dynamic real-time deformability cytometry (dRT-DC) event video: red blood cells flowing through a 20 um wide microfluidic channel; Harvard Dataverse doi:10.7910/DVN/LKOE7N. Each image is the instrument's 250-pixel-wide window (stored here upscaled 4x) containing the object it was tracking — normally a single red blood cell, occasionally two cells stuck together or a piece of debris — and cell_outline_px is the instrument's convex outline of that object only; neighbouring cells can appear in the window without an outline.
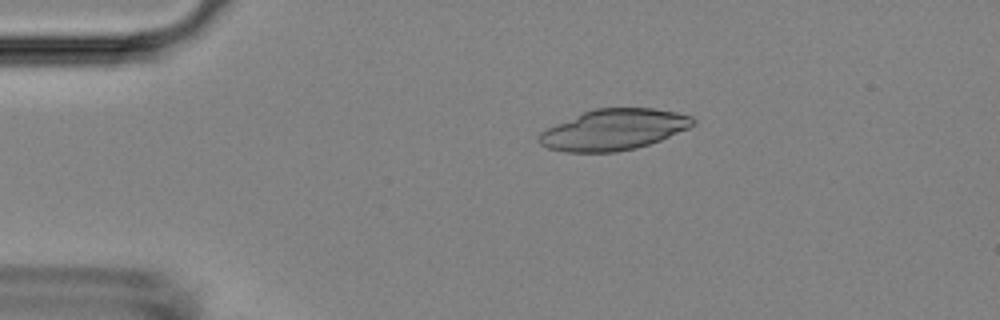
{"species": "Egyptian fruit bat (a non-hibernating species)", "species_latin": "Rousettus aegyptiacus", "temperature_condition": "room temperature", "stored_images_in_passage": 52, "camera_frame_rate_fps": 3000, "um_per_image_px": 0.085, "animal": {"sex": "female"}, "frame": {"image": 1, "passage_image": 10, "time_ms": 3.0, "image_size_px": [1000, 320], "cell_outline_px": [[696, 124], [688, 128], [660, 140], [636, 148], [616, 152], [564, 152], [548, 148], [540, 144], [536, 140], [536, 136], [540, 132], [556, 124], [584, 112], [596, 108], [656, 108], [676, 112], [692, 116], [696, 120]], "centroid_in_image_um": [52.16, 11.02], "position_along_channel_um": 32.8, "area_um2": 36.65}}